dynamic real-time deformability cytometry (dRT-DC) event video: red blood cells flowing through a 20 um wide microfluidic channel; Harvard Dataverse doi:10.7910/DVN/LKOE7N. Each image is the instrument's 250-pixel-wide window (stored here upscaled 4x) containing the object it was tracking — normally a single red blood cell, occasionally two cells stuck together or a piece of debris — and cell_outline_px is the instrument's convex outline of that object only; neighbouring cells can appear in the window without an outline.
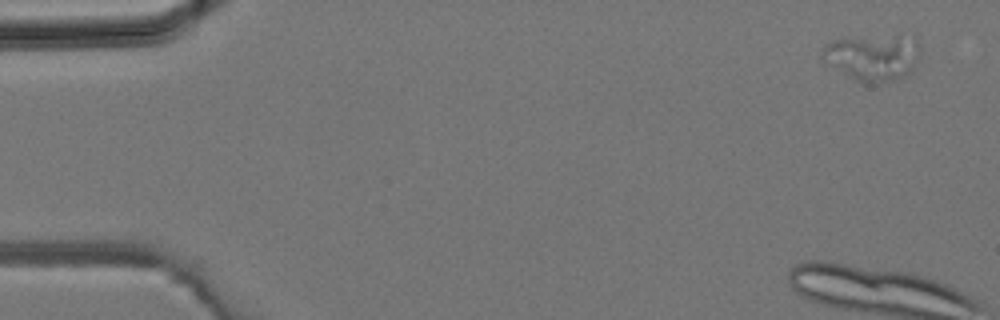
{"species": "common noctule bat (a hibernating species)", "species_latin": "Nyctalus noctula", "temperature_condition": "room temperature", "stored_images_in_passage": 5, "camera_frame_rate_fps": 3000, "um_per_image_px": 0.085, "animal": {"sex": "male", "body_mass_g": 19.2, "forearm_length_mm": 51.8}, "frame": {"image": 1, "passage_image": 1, "time_ms": 0.0, "image_size_px": [1000, 320], "cell_outline_px": [[920, 56], [912, 68], [904, 76], [872, 84], [864, 84], [824, 64], [820, 56], [820, 48], [824, 44], [832, 40], [896, 32], [916, 40], [920, 48]], "centroid_in_image_um": [74.12, 4.82], "position_along_channel_um": 10.9, "area_um2": 27.34}}